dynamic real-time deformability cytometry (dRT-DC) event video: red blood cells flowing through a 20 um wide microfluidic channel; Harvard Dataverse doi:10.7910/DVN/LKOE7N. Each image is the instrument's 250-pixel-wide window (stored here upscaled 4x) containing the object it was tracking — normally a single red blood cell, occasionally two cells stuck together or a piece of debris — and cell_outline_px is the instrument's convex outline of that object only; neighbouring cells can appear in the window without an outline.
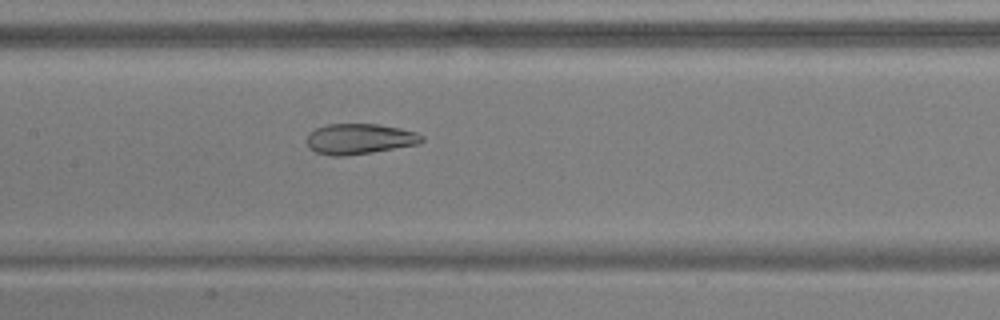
{"species": "common noctule bat (a hibernating species)", "species_latin": "Nyctalus noctula", "temperature_condition": "warm", "stored_images_in_passage": 35, "camera_frame_rate_fps": 3000, "um_per_image_px": 0.085, "animal": {"sex": "male", "body_mass_g": 17.9, "forearm_length_mm": 54.2}, "frame": {"image": 1, "passage_image": 15, "time_ms": 4.667, "image_size_px": [1000, 320], "cell_outline_px": [[424, 140], [420, 144], [372, 152], [344, 156], [332, 156], [316, 152], [308, 144], [308, 132], [316, 128], [328, 124], [376, 124], [400, 128], [416, 132], [424, 136]], "centroid_in_image_um": [30.6, 11.8], "position_along_channel_um": 176.8, "area_um2": 20.4}}
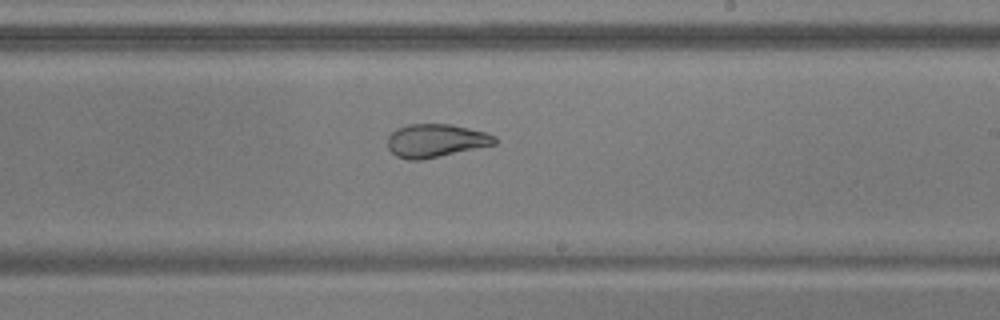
{"frame": {"image": 2, "passage_image": 21, "time_ms": 6.667, "image_size_px": [1000, 320], "cell_outline_px": [[496, 144], [440, 156], [420, 160], [408, 160], [396, 156], [388, 148], [388, 136], [396, 128], [408, 124], [452, 124], [484, 132], [496, 136]], "centroid_in_image_um": [37.02, 11.95], "position_along_channel_um": 252.0, "area_um2": 20.69}}
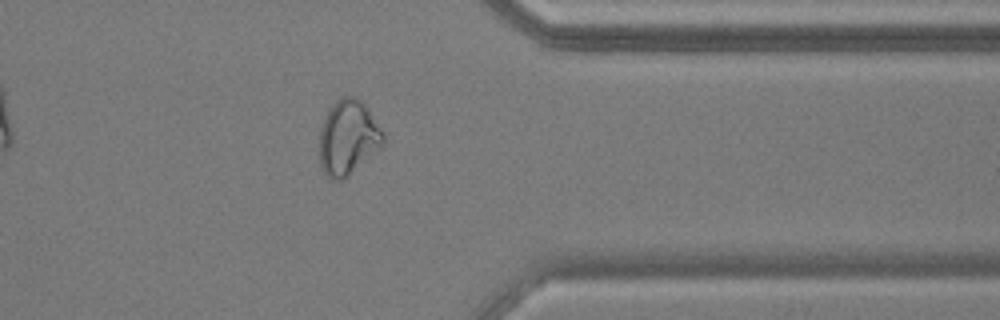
{"frame": {"image": 3, "passage_image": 32, "time_ms": 10.333, "image_size_px": [1000, 320], "cell_outline_px": [[384, 140], [380, 148], [340, 180], [332, 180], [324, 172], [320, 164], [320, 128], [328, 108], [340, 96], [356, 96], [368, 108], [384, 132]], "centroid_in_image_um": [29.57, 11.63], "position_along_channel_um": 381.8, "area_um2": 27.51}, "authors_computed_cell_mechanics": {"area_um2": 21.9062, "velocity_mm_per_s": 3.7704, "shape_relaxation_time_tau1_ms": null, "shape_relaxation_time_tau2_ms": 1.5973, "deformation_change_tau1": null, "deformation_change_tau2": 0.0843}}